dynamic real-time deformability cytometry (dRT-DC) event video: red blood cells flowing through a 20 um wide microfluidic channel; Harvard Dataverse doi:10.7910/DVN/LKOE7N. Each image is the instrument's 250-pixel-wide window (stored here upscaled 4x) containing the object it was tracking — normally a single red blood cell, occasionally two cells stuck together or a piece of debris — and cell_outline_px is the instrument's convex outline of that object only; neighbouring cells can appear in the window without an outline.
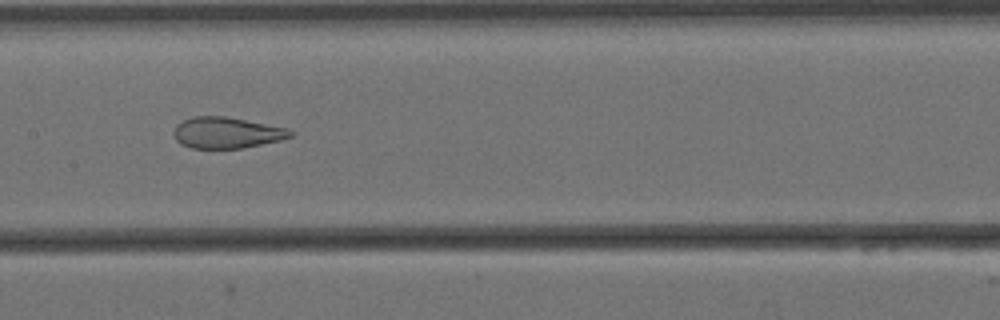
{"species": "Egyptian fruit bat (a non-hibernating species)", "species_latin": "Rousettus aegyptiacus", "temperature_condition": "cold", "stored_images_in_passage": 9, "camera_frame_rate_fps": 3000, "um_per_image_px": 0.085, "animal": {"sex": "female"}, "frame": {"image": 1, "passage_image": 7, "time_ms": 2.0, "image_size_px": [1000, 320], "cell_outline_px": [[296, 132], [292, 136], [280, 140], [244, 148], [192, 148], [180, 144], [176, 140], [172, 132], [176, 124], [192, 116], [224, 116], [288, 128]], "centroid_in_image_um": [19.26, 11.28], "position_along_channel_um": 188.1, "area_um2": 21.27}}
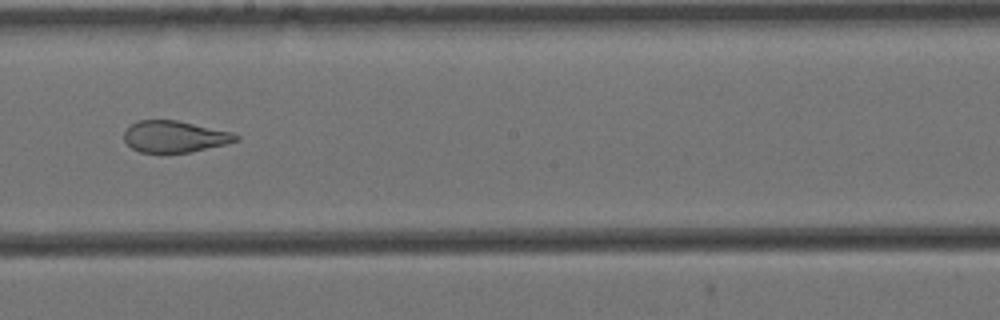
{"frame": {"image": 2, "passage_image": 8, "time_ms": 2.333, "image_size_px": [1000, 320], "cell_outline_px": [[240, 140], [224, 144], [188, 152], [140, 152], [132, 148], [124, 140], [124, 132], [132, 124], [140, 120], [176, 120], [232, 132], [240, 136]], "centroid_in_image_um": [14.85, 11.6], "position_along_channel_um": 233.4, "area_um2": 20.23}}